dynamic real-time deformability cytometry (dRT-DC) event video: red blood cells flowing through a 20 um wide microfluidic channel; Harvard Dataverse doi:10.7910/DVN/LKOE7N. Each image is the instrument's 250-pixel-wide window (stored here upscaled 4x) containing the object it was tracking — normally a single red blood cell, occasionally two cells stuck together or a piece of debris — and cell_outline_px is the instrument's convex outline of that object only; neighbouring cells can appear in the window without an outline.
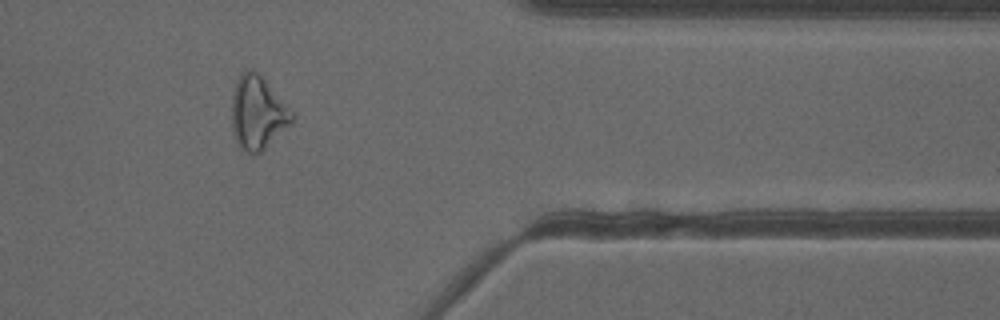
{"species": "common noctule bat (a hibernating species)", "species_latin": "Nyctalus noctula", "temperature_condition": "cold", "stored_images_in_passage": 51, "camera_frame_rate_fps": 3000, "um_per_image_px": 0.085, "animal": {"sex": "female"}, "frame": {"image": 1, "passage_image": 44, "time_ms": 14.333, "image_size_px": [1000, 320], "cell_outline_px": [[292, 120], [256, 156], [252, 156], [240, 144], [232, 128], [232, 96], [236, 80], [248, 68], [256, 72], [264, 80], [292, 112]], "centroid_in_image_um": [21.85, 9.57], "position_along_channel_um": 389.5, "area_um2": 24.45}, "authors_computed_cell_mechanics": {"area_um2": 25.4898, "velocity_mm_per_s": 3.9109, "shape_relaxation_time_tau1_ms": null, "shape_relaxation_time_tau2_ms": 5.1707, "deformation_change_tau1": null, "deformation_change_tau2": 0.1829}}